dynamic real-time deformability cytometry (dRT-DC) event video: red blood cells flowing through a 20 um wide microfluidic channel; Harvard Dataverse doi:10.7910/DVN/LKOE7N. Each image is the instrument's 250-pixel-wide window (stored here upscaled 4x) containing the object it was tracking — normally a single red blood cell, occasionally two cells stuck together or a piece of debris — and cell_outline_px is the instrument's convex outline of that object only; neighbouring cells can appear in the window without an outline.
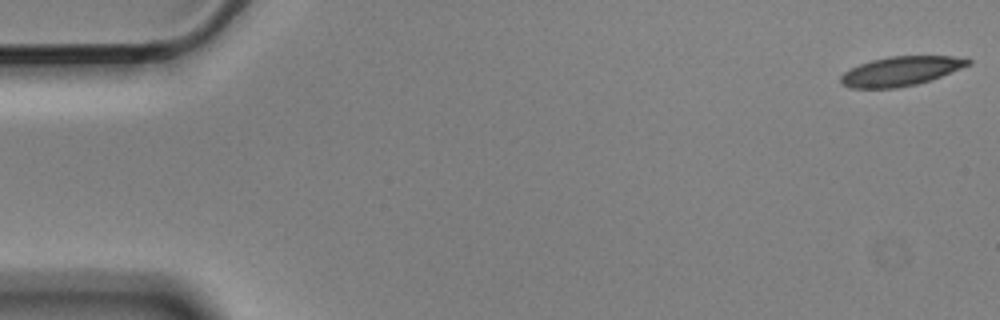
{"species": "Egyptian fruit bat (a non-hibernating species)", "species_latin": "Rousettus aegyptiacus", "temperature_condition": "cold", "stored_images_in_passage": 5, "camera_frame_rate_fps": 3000, "um_per_image_px": 0.085, "animal": {"sex": "male"}, "frame": {"image": 1, "passage_image": 1, "time_ms": 0.0, "image_size_px": [1000, 320], "cell_outline_px": [[972, 64], [940, 76], [916, 84], [896, 88], [848, 88], [840, 84], [840, 76], [844, 72], [860, 64], [872, 60], [888, 56], [952, 56], [972, 60]], "centroid_in_image_um": [76.53, 6.05], "position_along_channel_um": 8.5, "area_um2": 21.62}}